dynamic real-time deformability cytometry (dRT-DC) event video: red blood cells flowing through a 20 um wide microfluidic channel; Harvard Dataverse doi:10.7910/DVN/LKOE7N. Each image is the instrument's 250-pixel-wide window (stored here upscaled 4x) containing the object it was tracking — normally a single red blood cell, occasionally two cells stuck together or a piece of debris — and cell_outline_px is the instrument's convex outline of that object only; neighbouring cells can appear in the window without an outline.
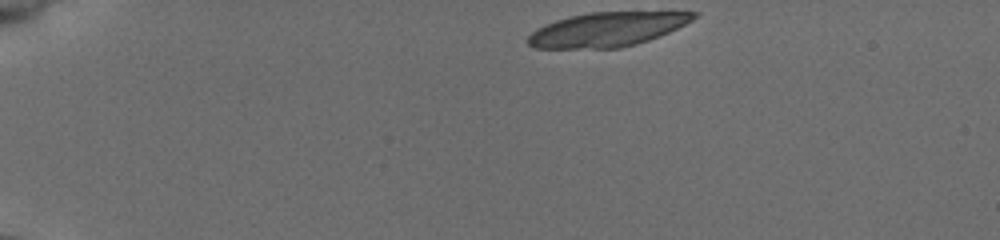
{"species": "common noctule bat (a hibernating species)", "species_latin": "Nyctalus noctula", "temperature_condition": "cold", "stored_images_in_passage": 43, "camera_frame_rate_fps": 3000, "um_per_image_px": 0.085, "animal": {"sex": "female", "body_mass_g": 19.5, "forearm_length_mm": 54.1}, "frame": {"image": 1, "passage_image": 1, "time_ms": 0.0, "image_size_px": [1000, 240], "cell_outline_px": [[696, 16], [692, 20], [668, 32], [648, 40], [636, 44], [620, 48], [536, 48], [528, 44], [528, 36], [532, 32], [544, 24], [568, 16], [588, 12], [696, 12]], "centroid_in_image_um": [51.55, 2.5], "position_along_channel_um": 33.4, "area_um2": 32.71}, "authors_computed_cell_mechanics": {"area_um2": 20.0566, "velocity_mm_per_s": 3.8942, "shape_relaxation_time_tau1_ms": 4.0617, "shape_relaxation_time_tau2_ms": 2.9338, "deformation_change_tau1": 0.0902, "deformation_change_tau2": 0.0823}}